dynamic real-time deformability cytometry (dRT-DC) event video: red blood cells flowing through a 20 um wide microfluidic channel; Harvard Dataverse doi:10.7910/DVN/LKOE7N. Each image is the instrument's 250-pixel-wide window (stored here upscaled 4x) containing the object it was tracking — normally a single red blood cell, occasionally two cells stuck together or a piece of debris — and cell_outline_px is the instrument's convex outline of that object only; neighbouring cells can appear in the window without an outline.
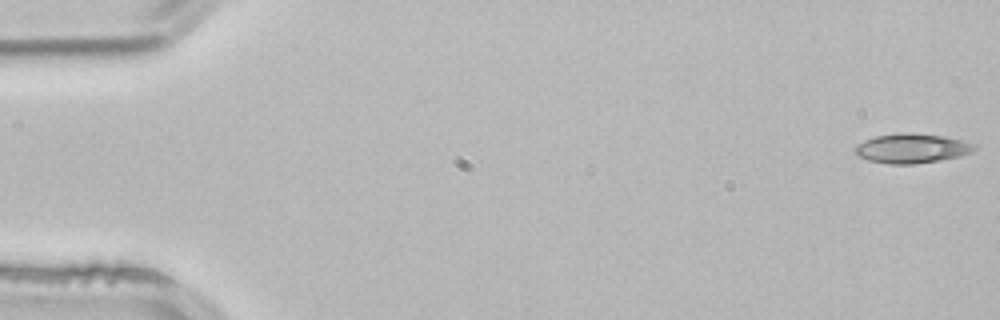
{"species": "common noctule bat (a hibernating species)", "species_latin": "Nyctalus noctula", "temperature_condition": "room temperature", "stored_images_in_passage": 4, "camera_frame_rate_fps": 3000, "um_per_image_px": 0.085, "animal": {"sex": "male", "body_mass_g": 21.5, "forearm_length_mm": 52.0}, "frame": {"image": 1, "passage_image": 1, "time_ms": 0.0, "image_size_px": [1000, 320], "cell_outline_px": [[976, 148], [972, 152], [960, 156], [940, 160], [912, 164], [888, 164], [868, 160], [856, 156], [856, 144], [864, 140], [876, 136], [904, 132], [944, 136], [976, 144]], "centroid_in_image_um": [77.49, 12.61], "position_along_channel_um": 7.5, "area_um2": 20.46}}